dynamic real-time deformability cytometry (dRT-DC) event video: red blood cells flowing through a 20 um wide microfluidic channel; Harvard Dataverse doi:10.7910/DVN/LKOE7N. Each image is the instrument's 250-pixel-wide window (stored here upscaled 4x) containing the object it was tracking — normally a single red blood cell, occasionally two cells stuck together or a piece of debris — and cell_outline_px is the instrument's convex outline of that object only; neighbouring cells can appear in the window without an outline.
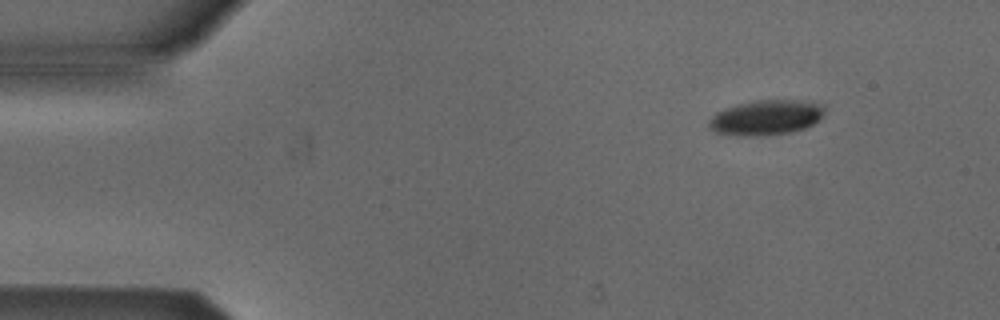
{"species": "Egyptian fruit bat (a non-hibernating species)", "species_latin": "Rousettus aegyptiacus", "temperature_condition": "cold", "stored_images_in_passage": 6, "camera_frame_rate_fps": 3000, "um_per_image_px": 0.085, "animal": {"sex": "male"}, "frame": {"image": 1, "passage_image": 2, "time_ms": 2.0, "image_size_px": [1000, 320], "cell_outline_px": [[824, 116], [820, 120], [804, 128], [788, 132], [716, 132], [708, 128], [708, 120], [716, 112], [736, 104], [756, 100], [804, 100], [824, 104]], "centroid_in_image_um": [65.2, 9.9], "position_along_channel_um": 19.8, "area_um2": 22.48}}
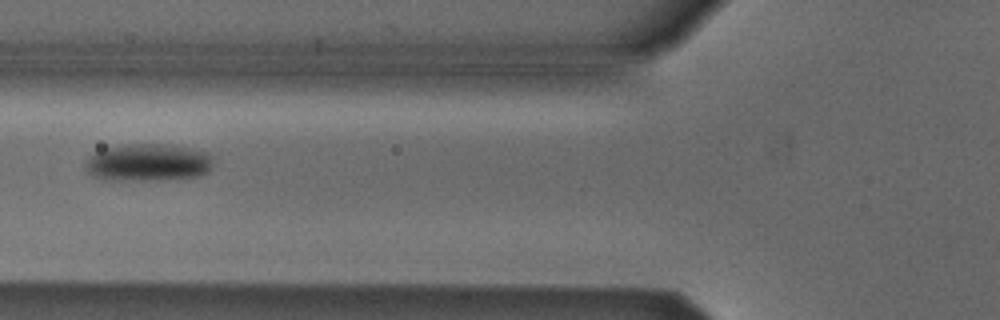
{"frame": {"image": 2, "passage_image": 6, "time_ms": 6.667, "image_size_px": [1000, 320], "cell_outline_px": [[212, 164], [208, 172], [200, 176], [160, 180], [116, 180], [96, 176], [88, 172], [84, 168], [84, 160], [88, 156], [104, 148], [120, 144], [172, 144], [192, 148], [208, 152], [212, 156]], "centroid_in_image_um": [12.6, 13.79], "position_along_channel_um": 113.2, "area_um2": 28.26}}